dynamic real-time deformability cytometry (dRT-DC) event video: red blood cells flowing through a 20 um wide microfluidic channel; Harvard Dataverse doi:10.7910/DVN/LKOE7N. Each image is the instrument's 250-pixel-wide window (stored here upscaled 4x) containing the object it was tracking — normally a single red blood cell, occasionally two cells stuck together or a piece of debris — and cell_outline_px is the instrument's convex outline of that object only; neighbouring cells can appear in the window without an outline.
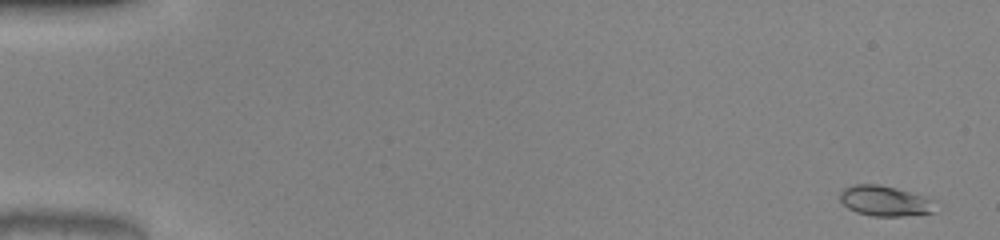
{"species": "common noctule bat (a hibernating species)", "species_latin": "Nyctalus noctula", "temperature_condition": "warm", "stored_images_in_passage": 50, "camera_frame_rate_fps": 3000, "um_per_image_px": 0.085, "animal": {"sex": "male", "body_mass_g": 20.0, "forearm_length_mm": 53.3}, "frame": {"image": 1, "passage_image": 1, "time_ms": 0.0, "image_size_px": [1000, 240], "cell_outline_px": [[936, 212], [904, 216], [872, 216], [856, 212], [848, 208], [840, 200], [840, 192], [844, 188], [852, 184], [880, 184], [896, 188], [924, 196], [932, 200]], "centroid_in_image_um": [75.19, 17.08], "position_along_channel_um": 9.8, "area_um2": 16.88}}
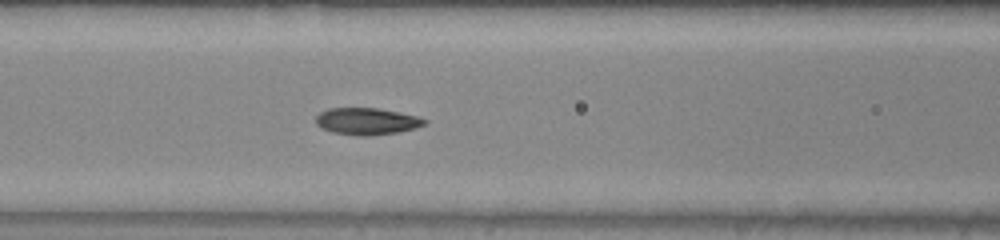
{"frame": {"image": 2, "passage_image": 22, "time_ms": 7.0, "image_size_px": [1000, 240], "cell_outline_px": [[428, 124], [416, 128], [396, 132], [368, 136], [360, 136], [332, 132], [320, 128], [316, 124], [316, 116], [320, 112], [328, 108], [376, 108], [400, 112], [416, 116], [428, 120]], "centroid_in_image_um": [31.18, 10.31], "position_along_channel_um": 135.4, "area_um2": 17.11}}
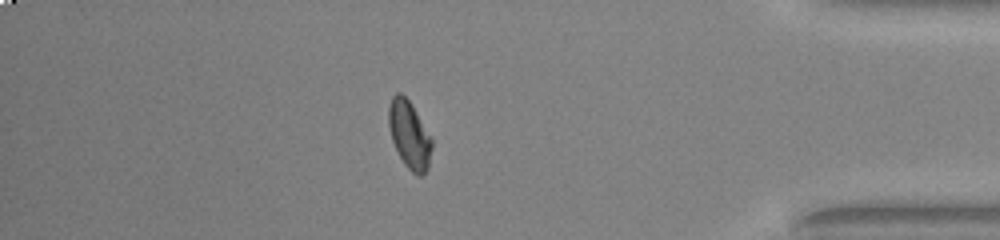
{"frame": {"image": 3, "passage_image": 44, "time_ms": 14.333, "image_size_px": [1000, 240], "cell_outline_px": [[432, 148], [428, 168], [424, 176], [416, 176], [404, 164], [392, 140], [388, 124], [388, 108], [392, 96], [396, 92], [400, 92], [408, 100], [432, 136]], "centroid_in_image_um": [34.81, 11.47], "position_along_channel_um": 400.4, "area_um2": 17.11}, "authors_computed_cell_mechanics": {"area_um2": 16.762, "velocity_mm_per_s": 4.0656, "shape_relaxation_time_tau1_ms": null, "shape_relaxation_time_tau2_ms": 1.4468, "deformation_change_tau1": null, "deformation_change_tau2": 0.0529}}